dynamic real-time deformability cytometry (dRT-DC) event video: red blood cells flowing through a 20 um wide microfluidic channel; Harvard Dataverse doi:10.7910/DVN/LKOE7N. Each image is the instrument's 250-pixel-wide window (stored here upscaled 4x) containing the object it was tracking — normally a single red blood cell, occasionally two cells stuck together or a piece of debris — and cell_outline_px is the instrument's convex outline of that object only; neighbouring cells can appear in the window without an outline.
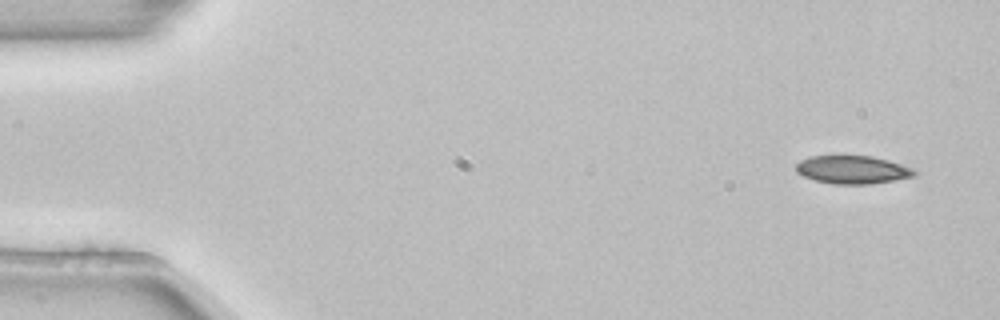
{"species": "common noctule bat (a hibernating species)", "species_latin": "Nyctalus noctula", "temperature_condition": "room temperature", "stored_images_in_passage": 4, "camera_frame_rate_fps": 3000, "um_per_image_px": 0.085, "animal": {"sex": "female", "body_mass_g": 22.7, "forearm_length_mm": 54.2}, "frame": {"image": 1, "passage_image": 4, "time_ms": 1.0, "image_size_px": [1000, 320], "cell_outline_px": [[916, 176], [872, 184], [832, 184], [816, 180], [804, 176], [796, 172], [796, 164], [800, 160], [808, 156], [872, 156], [888, 160], [912, 168], [916, 172]], "centroid_in_image_um": [72.45, 14.43], "position_along_channel_um": 12.5, "area_um2": 19.36}}